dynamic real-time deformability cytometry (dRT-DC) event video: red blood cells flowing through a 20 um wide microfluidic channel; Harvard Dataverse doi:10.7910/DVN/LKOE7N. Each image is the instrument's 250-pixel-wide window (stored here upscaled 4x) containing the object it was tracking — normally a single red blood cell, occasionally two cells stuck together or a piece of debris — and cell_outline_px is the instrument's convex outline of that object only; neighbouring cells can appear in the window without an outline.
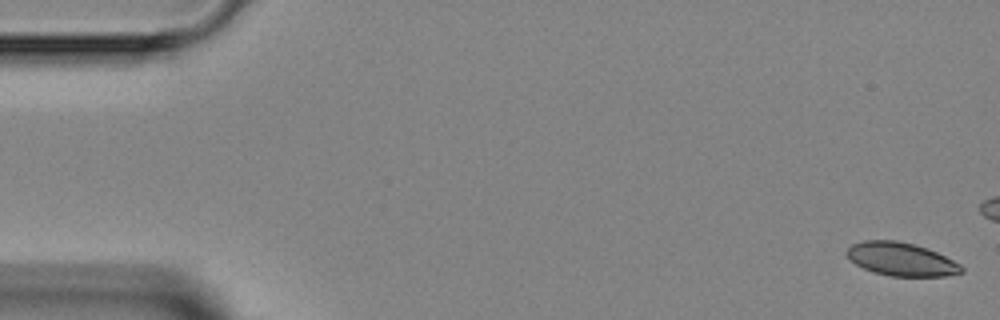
{"species": "Egyptian fruit bat (a non-hibernating species)", "species_latin": "Rousettus aegyptiacus", "temperature_condition": "room temperature", "stored_images_in_passage": 6, "segment_of_instrument_passage": [1, 2], "camera_frame_rate_fps": 3000, "um_per_image_px": 0.085, "animal": {"sex": "female"}, "frame": {"image": 1, "passage_image": 1, "time_ms": 0.0, "image_size_px": [1000, 320], "cell_outline_px": [[964, 272], [944, 276], [888, 276], [864, 268], [856, 264], [844, 252], [852, 244], [864, 240], [896, 240], [916, 244], [928, 248], [960, 264], [964, 268]], "centroid_in_image_um": [76.61, 22.02], "position_along_channel_um": 8.4, "area_um2": 22.2}}
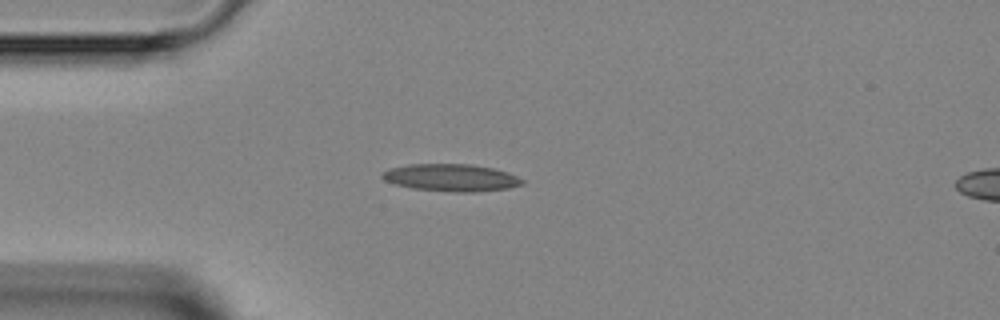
{"frame": {"image": 2, "passage_image": 5, "time_ms": 5.333, "image_size_px": [1000, 320], "cell_outline_px": [[524, 184], [508, 188], [476, 192], [456, 192], [412, 188], [396, 184], [384, 180], [380, 176], [388, 168], [408, 164], [472, 164], [492, 168], [508, 172], [524, 180]], "centroid_in_image_um": [38.35, 15.09], "position_along_channel_um": 46.7, "area_um2": 22.25}}